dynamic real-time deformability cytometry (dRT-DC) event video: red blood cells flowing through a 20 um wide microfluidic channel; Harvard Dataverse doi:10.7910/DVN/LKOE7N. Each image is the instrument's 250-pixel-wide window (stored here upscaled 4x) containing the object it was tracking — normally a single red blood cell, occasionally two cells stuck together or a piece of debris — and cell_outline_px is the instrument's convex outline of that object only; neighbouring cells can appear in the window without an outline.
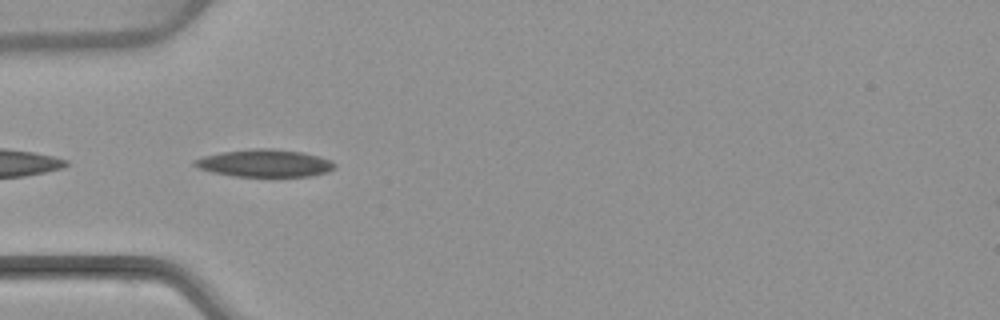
{"species": "common noctule bat (a hibernating species)", "species_latin": "Nyctalus noctula", "temperature_condition": "warm", "stored_images_in_passage": 3, "camera_frame_rate_fps": 3000, "um_per_image_px": 0.085, "animal": {"sex": "female", "body_mass_g": 22.7, "forearm_length_mm": 54.2}, "frame": {"image": 1, "passage_image": 1, "time_ms": 0.0, "image_size_px": [1000, 320], "cell_outline_px": [[336, 168], [328, 172], [312, 176], [236, 176], [212, 172], [200, 168], [192, 164], [192, 160], [204, 156], [224, 152], [252, 148], [272, 148], [300, 152], [332, 160], [336, 164]], "centroid_in_image_um": [22.52, 13.87], "position_along_channel_um": 62.5, "area_um2": 22.31}}